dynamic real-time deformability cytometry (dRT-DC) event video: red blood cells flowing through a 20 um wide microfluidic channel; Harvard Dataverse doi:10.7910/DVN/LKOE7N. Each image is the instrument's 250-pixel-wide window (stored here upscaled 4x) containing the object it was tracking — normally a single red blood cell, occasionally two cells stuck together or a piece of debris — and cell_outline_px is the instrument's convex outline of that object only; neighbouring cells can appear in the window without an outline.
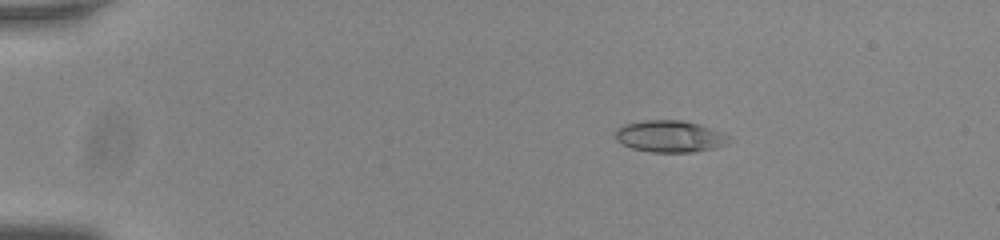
{"species": "common noctule bat (a hibernating species)", "species_latin": "Nyctalus noctula", "temperature_condition": "room temperature", "stored_images_in_passage": 40, "camera_frame_rate_fps": 3000, "um_per_image_px": 0.085, "animal": {"sex": "male", "body_mass_g": 20.0, "forearm_length_mm": 53.3}, "frame": {"image": 1, "passage_image": 11, "time_ms": 3.333, "image_size_px": [1000, 240], "cell_outline_px": [[732, 140], [728, 144], [716, 148], [696, 152], [652, 152], [632, 148], [616, 140], [616, 132], [624, 124], [644, 120], [680, 120], [700, 124], [720, 132], [728, 136]], "centroid_in_image_um": [56.99, 11.6], "position_along_channel_um": 28.0, "area_um2": 20.98}}
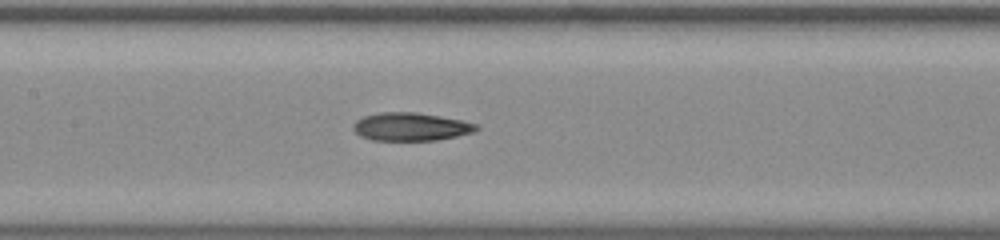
{"frame": {"image": 2, "passage_image": 29, "time_ms": 9.333, "image_size_px": [1000, 240], "cell_outline_px": [[480, 128], [472, 132], [456, 136], [436, 140], [372, 140], [360, 136], [352, 128], [352, 124], [356, 120], [364, 116], [380, 112], [416, 112], [440, 116], [460, 120], [476, 124]], "centroid_in_image_um": [34.87, 10.77], "position_along_channel_um": 172.5, "area_um2": 20.06}}
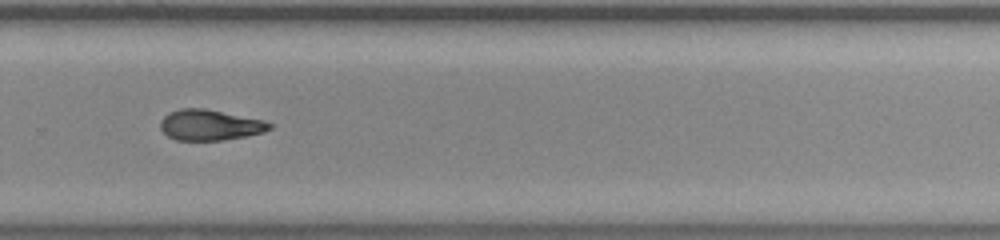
{"frame": {"image": 3, "passage_image": 40, "time_ms": 13.0, "image_size_px": [1000, 240], "cell_outline_px": [[272, 128], [264, 132], [224, 140], [176, 140], [168, 136], [160, 128], [160, 120], [168, 112], [180, 108], [204, 108], [264, 120], [272, 124]], "centroid_in_image_um": [17.82, 10.62], "position_along_channel_um": 312.0, "area_um2": 19.54}}